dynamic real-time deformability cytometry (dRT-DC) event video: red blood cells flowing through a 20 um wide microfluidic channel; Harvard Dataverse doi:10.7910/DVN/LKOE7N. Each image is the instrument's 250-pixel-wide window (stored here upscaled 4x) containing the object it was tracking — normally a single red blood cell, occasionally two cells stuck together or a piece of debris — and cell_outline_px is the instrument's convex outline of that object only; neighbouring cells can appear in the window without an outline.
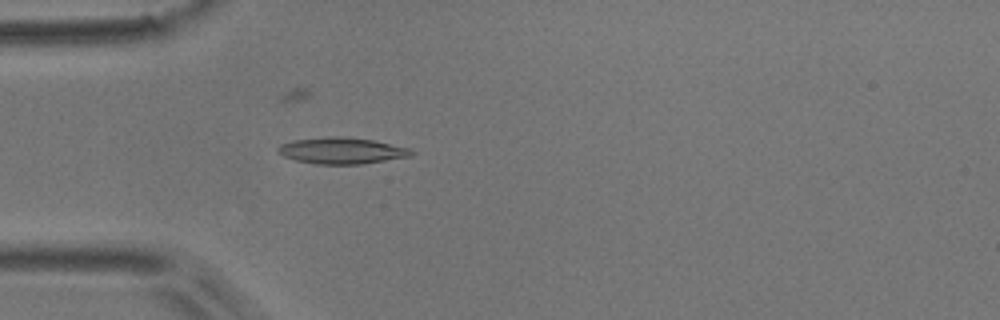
{"species": "common noctule bat (a hibernating species)", "species_latin": "Nyctalus noctula", "temperature_condition": "room temperature", "stored_images_in_passage": 3, "camera_frame_rate_fps": 3000, "um_per_image_px": 0.085, "animal": {"sex": "male", "body_mass_g": 17.9}, "frame": {"image": 1, "passage_image": 3, "time_ms": 0.667, "image_size_px": [1000, 320], "cell_outline_px": [[416, 152], [412, 156], [360, 164], [316, 164], [296, 160], [284, 156], [276, 152], [276, 148], [280, 144], [296, 140], [324, 136], [340, 136], [372, 140], [412, 148]], "centroid_in_image_um": [29.06, 12.8], "position_along_channel_um": 55.9, "area_um2": 20.58}}